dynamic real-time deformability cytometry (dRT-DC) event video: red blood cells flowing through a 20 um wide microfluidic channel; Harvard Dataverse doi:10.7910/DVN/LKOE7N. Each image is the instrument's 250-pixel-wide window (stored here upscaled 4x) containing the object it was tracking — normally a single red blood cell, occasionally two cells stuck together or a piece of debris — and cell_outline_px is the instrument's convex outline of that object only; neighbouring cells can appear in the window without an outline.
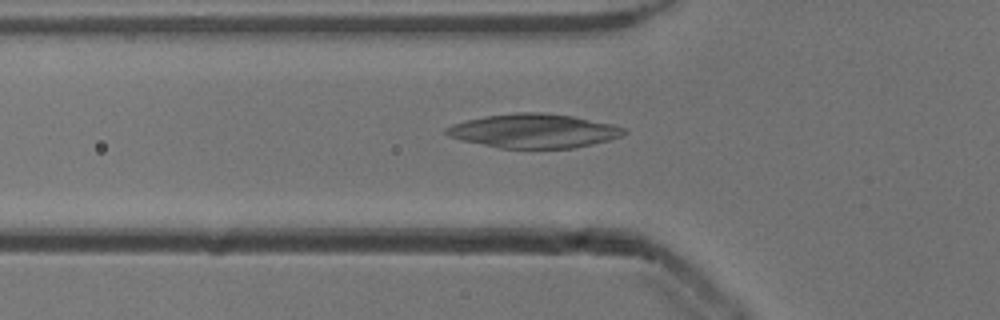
{"species": "common noctule bat (a hibernating species)", "species_latin": "Nyctalus noctula", "temperature_condition": "cold", "stored_images_in_passage": 52, "camera_frame_rate_fps": 3000, "um_per_image_px": 0.085, "animal": {"sex": "male", "body_mass_g": 13.3}, "frame": {"image": 1, "passage_image": 18, "time_ms": 5.667, "image_size_px": [1000, 320], "cell_outline_px": [[628, 132], [620, 136], [608, 140], [592, 144], [572, 148], [500, 148], [460, 140], [448, 136], [444, 132], [444, 128], [452, 124], [464, 120], [484, 116], [516, 112], [544, 112], [572, 116], [612, 124], [624, 128]], "centroid_in_image_um": [45.32, 11.12], "position_along_channel_um": 80.5, "area_um2": 35.32}}
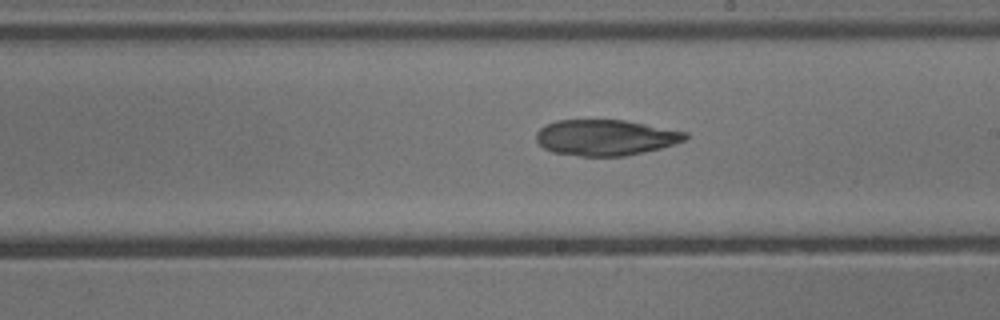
{"frame": {"image": 2, "passage_image": 30, "time_ms": 9.667, "image_size_px": [1000, 320], "cell_outline_px": [[688, 140], [676, 144], [644, 152], [624, 156], [580, 156], [552, 152], [544, 148], [536, 140], [536, 132], [544, 124], [556, 120], [624, 120], [688, 132]], "centroid_in_image_um": [51.48, 11.69], "position_along_channel_um": 237.5, "area_um2": 31.33}}
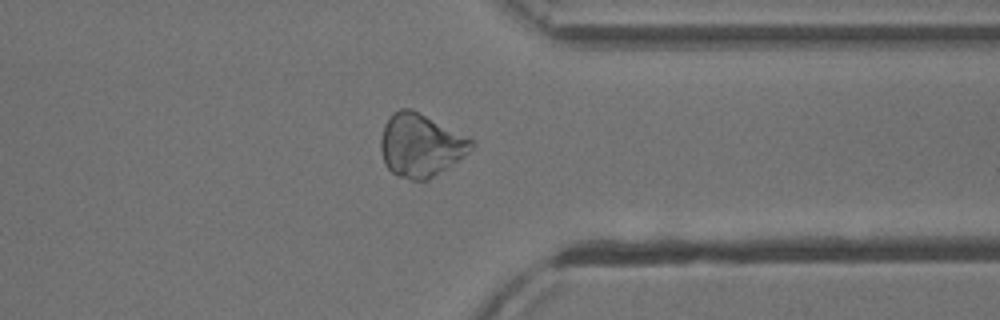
{"frame": {"image": 3, "passage_image": 41, "time_ms": 13.333, "image_size_px": [1000, 320], "cell_outline_px": [[476, 144], [468, 152], [452, 164], [428, 180], [412, 180], [396, 176], [384, 164], [380, 148], [380, 140], [384, 124], [392, 112], [400, 108], [412, 108], [476, 140]], "centroid_in_image_um": [35.74, 12.32], "position_along_channel_um": 375.7, "area_um2": 33.58}}